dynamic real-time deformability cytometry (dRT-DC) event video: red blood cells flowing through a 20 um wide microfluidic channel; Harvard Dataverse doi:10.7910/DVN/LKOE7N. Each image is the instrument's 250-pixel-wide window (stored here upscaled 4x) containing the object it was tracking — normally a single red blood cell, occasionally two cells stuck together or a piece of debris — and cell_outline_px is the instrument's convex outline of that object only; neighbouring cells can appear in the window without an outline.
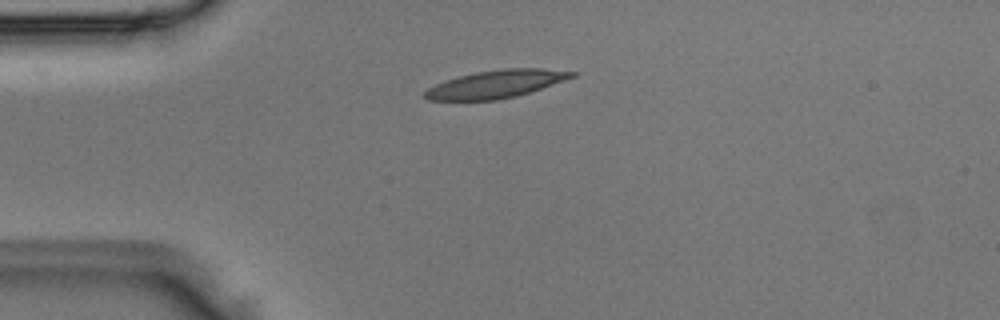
{"species": "Egyptian fruit bat (a non-hibernating species)", "species_latin": "Rousettus aegyptiacus", "temperature_condition": "room temperature", "stored_images_in_passage": 2, "camera_frame_rate_fps": 3000, "um_per_image_px": 0.085, "animal": {"sex": "male"}, "frame": {"image": 1, "passage_image": 2, "time_ms": 0.333, "image_size_px": [1000, 320], "cell_outline_px": [[576, 76], [516, 96], [496, 100], [428, 100], [424, 96], [424, 92], [428, 88], [444, 80], [476, 72], [504, 68], [540, 68], [576, 72]], "centroid_in_image_um": [42.13, 7.14], "position_along_channel_um": 42.9, "area_um2": 23.47}}